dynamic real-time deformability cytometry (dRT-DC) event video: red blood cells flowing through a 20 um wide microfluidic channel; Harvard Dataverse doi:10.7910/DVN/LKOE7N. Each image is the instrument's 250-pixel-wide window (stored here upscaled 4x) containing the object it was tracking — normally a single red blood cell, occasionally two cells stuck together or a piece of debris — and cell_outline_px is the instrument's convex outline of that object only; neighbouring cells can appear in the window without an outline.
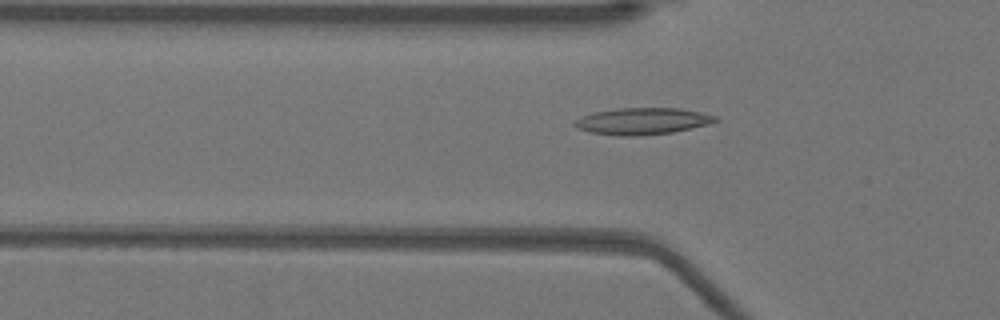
{"species": "Egyptian fruit bat (a non-hibernating species)", "species_latin": "Rousettus aegyptiacus", "temperature_condition": "warm", "stored_images_in_passage": 38, "camera_frame_rate_fps": 3000, "um_per_image_px": 0.085, "animal": {"sex": "female"}, "frame": {"image": 1, "passage_image": 3, "time_ms": 0.667, "image_size_px": [1000, 320], "cell_outline_px": [[720, 120], [708, 124], [672, 132], [636, 136], [616, 136], [592, 132], [576, 128], [572, 124], [576, 120], [592, 112], [616, 108], [680, 108], [700, 112], [716, 116]], "centroid_in_image_um": [54.59, 10.29], "position_along_channel_um": 71.2, "area_um2": 21.85}}
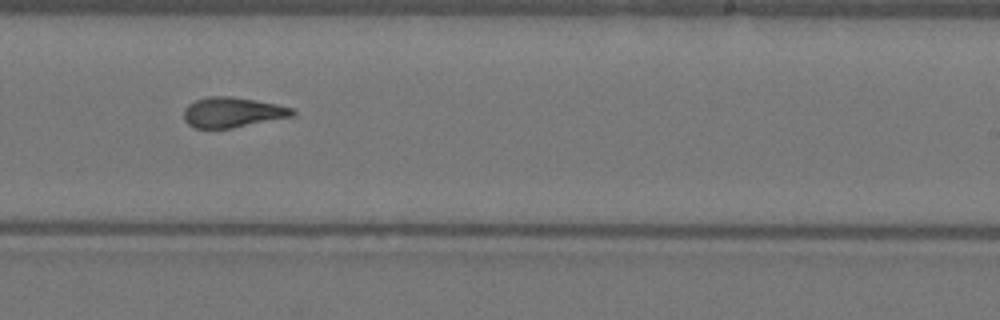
{"frame": {"image": 2, "passage_image": 18, "time_ms": 5.667, "image_size_px": [1000, 320], "cell_outline_px": [[296, 116], [232, 128], [192, 128], [184, 120], [184, 108], [188, 104], [196, 100], [208, 96], [232, 96], [276, 104], [292, 108], [296, 112]], "centroid_in_image_um": [19.76, 9.55], "position_along_channel_um": 269.2, "area_um2": 19.25}}
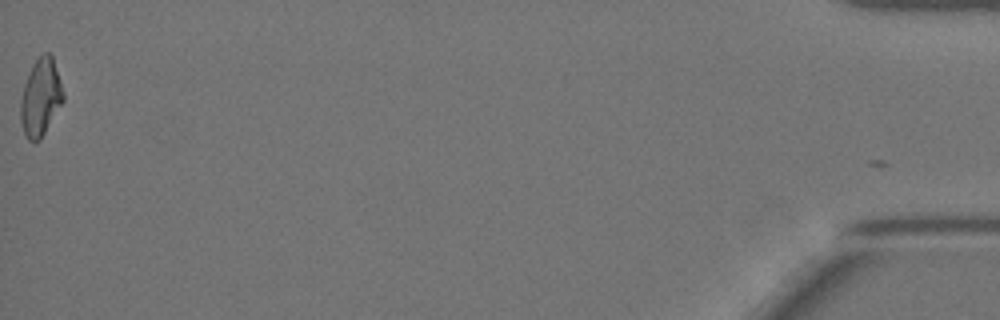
{"frame": {"image": 3, "passage_image": 38, "time_ms": 12.333, "image_size_px": [1000, 320], "cell_outline_px": [[64, 100], [40, 140], [28, 140], [24, 136], [20, 120], [20, 96], [28, 72], [32, 64], [44, 52], [52, 52], [64, 92]], "centroid_in_image_um": [3.44, 8.24], "position_along_channel_um": 431.8, "area_um2": 19.54}, "authors_computed_cell_mechanics": {"area_um2": 19.2474, "velocity_mm_per_s": 3.9583, "shape_relaxation_time_tau1_ms": null, "shape_relaxation_time_tau2_ms": 2.1779, "deformation_change_tau1": null, "deformation_change_tau2": 0.1001}}